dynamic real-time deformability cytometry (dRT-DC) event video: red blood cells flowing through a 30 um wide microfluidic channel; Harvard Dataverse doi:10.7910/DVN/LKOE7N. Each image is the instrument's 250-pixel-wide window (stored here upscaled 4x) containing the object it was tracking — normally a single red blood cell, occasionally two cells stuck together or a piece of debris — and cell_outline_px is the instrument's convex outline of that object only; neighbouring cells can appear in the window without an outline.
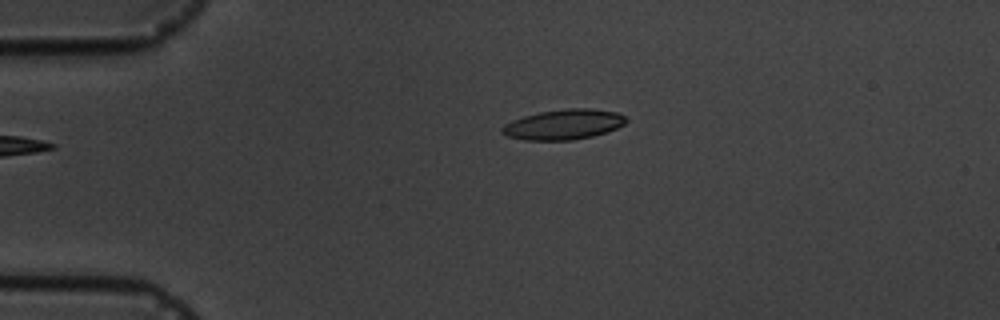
{"species": "common noctule bat (a hibernating species)", "species_latin": "Nyctalus noctula", "temperature_condition": "cold", "stored_images_in_passage": 2, "camera_frame_rate_fps": 3000, "um_per_image_px": 0.085, "animal": {"sex": "male", "body_mass_g": 19.5, "forearm_length_mm": 54.6}, "frame": {"image": 1, "passage_image": 2, "time_ms": 1.333, "image_size_px": [1000, 320], "cell_outline_px": [[628, 120], [624, 124], [616, 128], [592, 136], [572, 140], [524, 140], [508, 136], [500, 132], [500, 128], [504, 124], [512, 120], [524, 116], [540, 112], [564, 108], [592, 108], [616, 112], [624, 116]], "centroid_in_image_um": [47.88, 10.57], "position_along_channel_um": 37.1, "area_um2": 21.79}}